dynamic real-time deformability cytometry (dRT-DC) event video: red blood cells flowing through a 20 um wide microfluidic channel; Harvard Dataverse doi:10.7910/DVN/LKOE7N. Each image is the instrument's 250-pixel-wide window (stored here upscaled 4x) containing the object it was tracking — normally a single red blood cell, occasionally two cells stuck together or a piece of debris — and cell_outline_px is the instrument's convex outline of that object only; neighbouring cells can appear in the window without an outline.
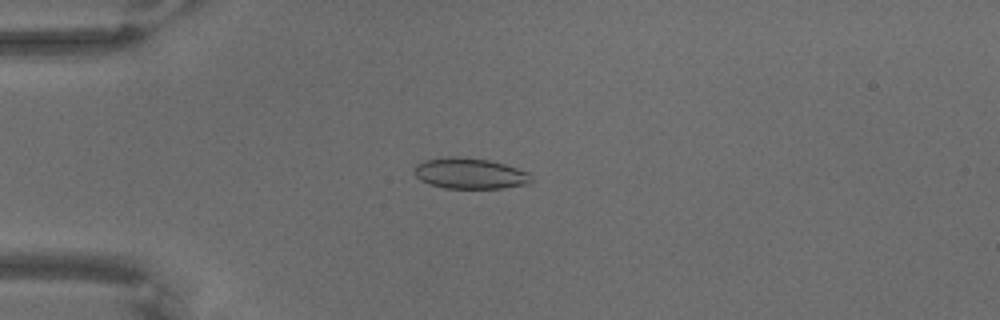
{"species": "common noctule bat (a hibernating species)", "species_latin": "Nyctalus noctula", "temperature_condition": "warm", "stored_images_in_passage": 69, "camera_frame_rate_fps": 3000, "um_per_image_px": 0.085, "animal": {"sex": "male", "body_mass_g": 18.8}, "frame": {"image": 1, "passage_image": 19, "time_ms": 6.0, "image_size_px": [1000, 320], "cell_outline_px": [[532, 180], [528, 184], [500, 188], [444, 188], [428, 184], [420, 180], [412, 172], [412, 168], [416, 164], [424, 160], [448, 156], [456, 156], [488, 160], [504, 164], [528, 172], [532, 176]], "centroid_in_image_um": [39.88, 14.74], "position_along_channel_um": 45.1, "area_um2": 21.15}}
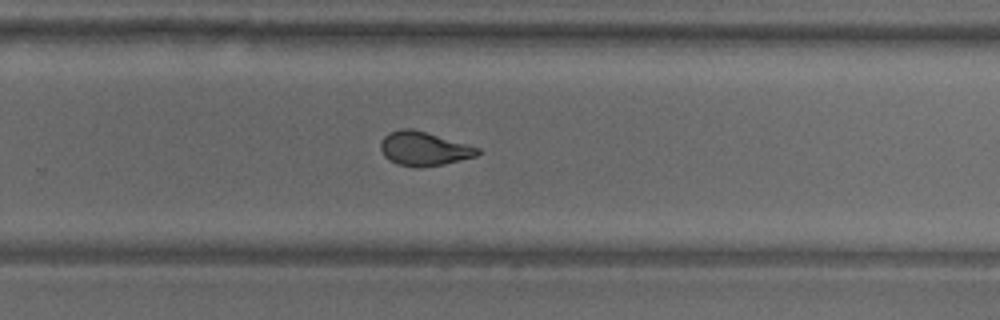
{"frame": {"image": 2, "passage_image": 46, "time_ms": 15.0, "image_size_px": [1000, 320], "cell_outline_px": [[480, 152], [476, 156], [444, 164], [420, 168], [416, 168], [396, 164], [388, 160], [384, 156], [380, 148], [380, 140], [388, 132], [400, 128], [412, 128], [468, 144], [480, 148]], "centroid_in_image_um": [35.99, 12.64], "position_along_channel_um": 293.8, "area_um2": 19.48}}
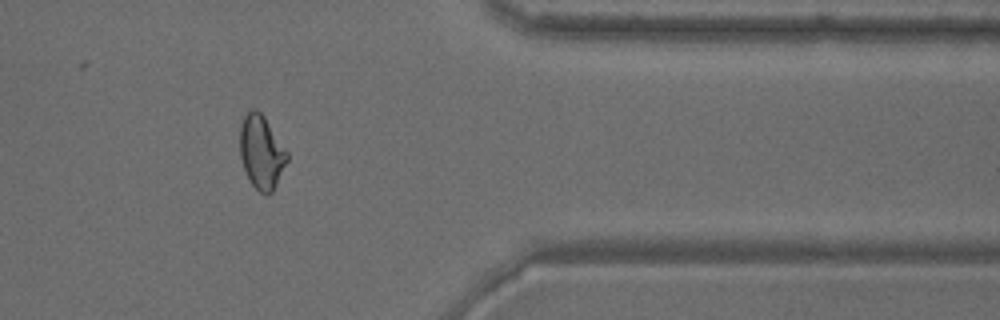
{"frame": {"image": 3, "passage_image": 57, "time_ms": 18.667, "image_size_px": [1000, 320], "cell_outline_px": [[288, 160], [272, 192], [268, 196], [260, 192], [252, 184], [244, 168], [240, 156], [240, 124], [244, 116], [252, 108], [256, 108], [264, 116], [288, 152]], "centroid_in_image_um": [22.22, 12.91], "position_along_channel_um": 389.2, "area_um2": 20.11}}